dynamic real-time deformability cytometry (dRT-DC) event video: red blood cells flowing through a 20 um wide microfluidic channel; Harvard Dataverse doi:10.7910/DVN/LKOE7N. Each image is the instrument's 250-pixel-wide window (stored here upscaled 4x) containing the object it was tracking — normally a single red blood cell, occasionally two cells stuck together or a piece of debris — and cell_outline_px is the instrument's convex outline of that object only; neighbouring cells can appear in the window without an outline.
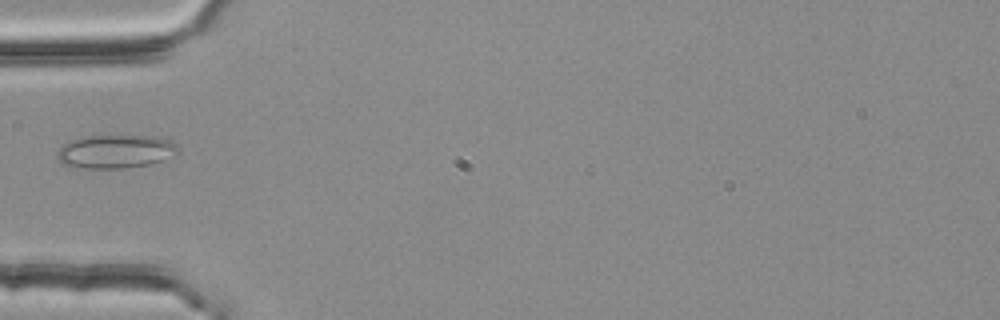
{"species": "common noctule bat (a hibernating species)", "species_latin": "Nyctalus noctula", "temperature_condition": "room temperature", "stored_images_in_passage": 1, "camera_frame_rate_fps": 3000, "um_per_image_px": 0.085, "animal": {"sex": "female", "body_mass_g": 25.1}, "frame": {"image": 1, "passage_image": 1, "time_ms": 0.0, "image_size_px": [1000, 320], "cell_outline_px": [[176, 148], [160, 160], [152, 164], [124, 168], [68, 168], [56, 156], [56, 152], [64, 144], [72, 140], [88, 136], [156, 136], [168, 140], [176, 144]], "centroid_in_image_um": [9.7, 12.89], "position_along_channel_um": 75.3, "area_um2": 23.06}}